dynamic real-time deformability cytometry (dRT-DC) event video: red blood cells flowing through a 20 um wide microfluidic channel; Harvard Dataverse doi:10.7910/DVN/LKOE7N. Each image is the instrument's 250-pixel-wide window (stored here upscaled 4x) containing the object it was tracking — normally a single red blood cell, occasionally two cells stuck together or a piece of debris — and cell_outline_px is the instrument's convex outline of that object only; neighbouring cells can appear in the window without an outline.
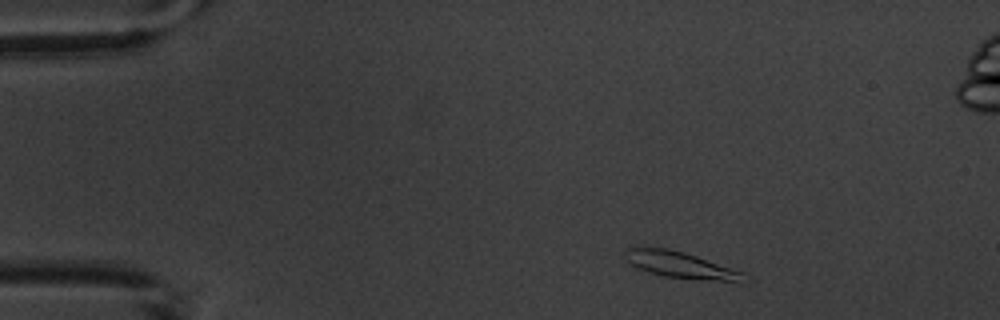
{"species": "common noctule bat (a hibernating species)", "species_latin": "Nyctalus noctula", "temperature_condition": "warm", "stored_images_in_passage": 4, "camera_frame_rate_fps": 3000, "um_per_image_px": 0.085, "animal": {"sex": "male", "body_mass_g": 20.1, "forearm_length_mm": 53.5}, "frame": {"image": 1, "passage_image": 1, "time_ms": 0.0, "image_size_px": [1000, 320], "cell_outline_px": [[752, 280], [744, 284], [740, 284], [664, 276], [648, 272], [632, 264], [624, 256], [624, 252], [628, 248], [668, 248], [684, 252], [744, 272]], "centroid_in_image_um": [58.06, 22.58], "position_along_channel_um": 26.9, "area_um2": 18.61}}